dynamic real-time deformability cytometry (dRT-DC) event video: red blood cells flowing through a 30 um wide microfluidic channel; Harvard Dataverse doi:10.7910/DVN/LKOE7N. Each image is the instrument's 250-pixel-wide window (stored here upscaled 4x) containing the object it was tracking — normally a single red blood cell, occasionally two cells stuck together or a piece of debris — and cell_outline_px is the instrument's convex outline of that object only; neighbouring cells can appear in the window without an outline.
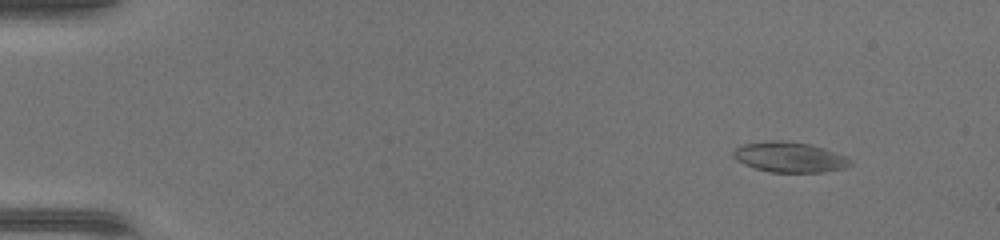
{"species": "common noctule bat (a hibernating species)", "species_latin": "Nyctalus noctula", "temperature_condition": "warm", "stored_images_in_passage": 44, "camera_frame_rate_fps": 3000, "um_per_image_px": 0.085, "animal": {"sex": "female", "body_mass_g": 17.0, "forearm_length_mm": 48.0}, "frame": {"image": 1, "passage_image": 2, "time_ms": 0.333, "image_size_px": [1000, 240], "cell_outline_px": [[852, 164], [844, 168], [824, 172], [772, 172], [756, 168], [744, 164], [736, 160], [732, 156], [732, 152], [736, 148], [744, 144], [768, 140], [780, 140], [808, 144], [824, 148], [844, 156], [852, 160]], "centroid_in_image_um": [67.1, 13.36], "position_along_channel_um": 17.9, "area_um2": 20.52}}
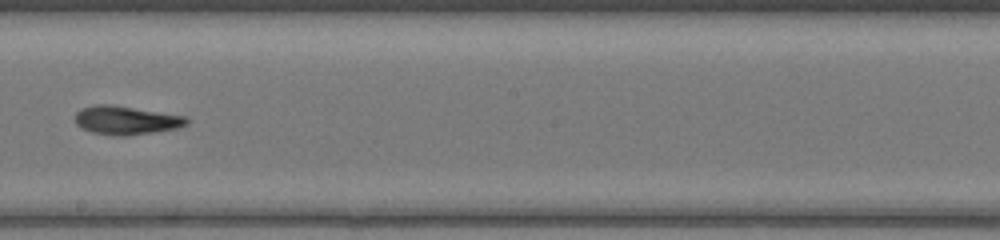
{"frame": {"image": 2, "passage_image": 25, "time_ms": 8.0, "image_size_px": [1000, 240], "cell_outline_px": [[188, 124], [176, 128], [128, 136], [116, 136], [92, 132], [80, 128], [76, 124], [76, 112], [80, 108], [96, 104], [108, 104], [188, 116]], "centroid_in_image_um": [10.7, 10.22], "position_along_channel_um": 237.5, "area_um2": 18.61}}
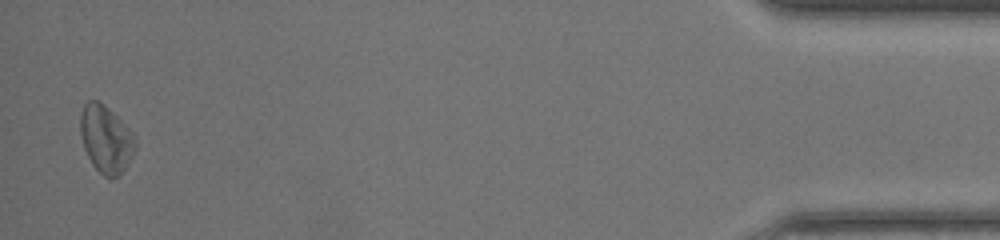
{"frame": {"image": 3, "passage_image": 43, "time_ms": 14.0, "image_size_px": [1000, 240], "cell_outline_px": [[136, 148], [132, 156], [120, 176], [104, 176], [92, 164], [84, 148], [80, 132], [80, 112], [84, 104], [88, 100], [100, 100], [132, 132], [136, 140]], "centroid_in_image_um": [8.99, 11.8], "position_along_channel_um": 426.2, "area_um2": 21.44}}